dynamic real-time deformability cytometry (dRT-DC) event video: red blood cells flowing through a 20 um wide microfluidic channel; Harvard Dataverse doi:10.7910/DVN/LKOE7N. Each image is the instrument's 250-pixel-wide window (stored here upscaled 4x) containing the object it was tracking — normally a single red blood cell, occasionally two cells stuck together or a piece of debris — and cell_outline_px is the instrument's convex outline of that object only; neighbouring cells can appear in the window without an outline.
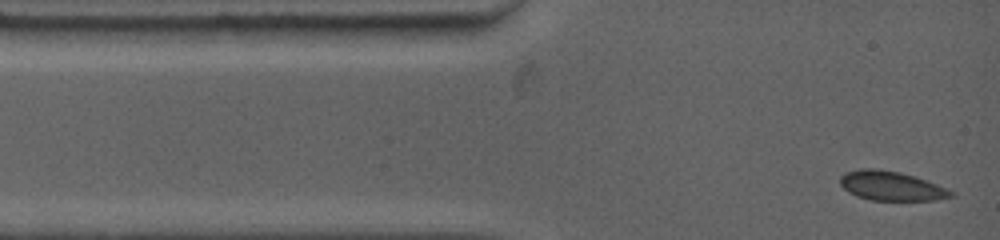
{"species": "common noctule bat (a hibernating species)", "species_latin": "Nyctalus noctula", "temperature_condition": "warm", "stored_images_in_passage": 38, "camera_frame_rate_fps": 4500, "um_per_image_px": 0.085, "animal": {"sex": "female", "body_mass_g": 19.0, "forearm_length_mm": 53.3}, "frame": {"image": 1, "passage_image": 1, "time_ms": 0.0, "image_size_px": [1000, 240], "cell_outline_px": [[956, 196], [936, 200], [872, 200], [856, 196], [848, 192], [840, 184], [840, 176], [844, 172], [860, 168], [876, 168], [900, 172], [936, 184], [956, 192]], "centroid_in_image_um": [75.74, 15.8], "position_along_channel_um": 9.3, "area_um2": 19.02}}
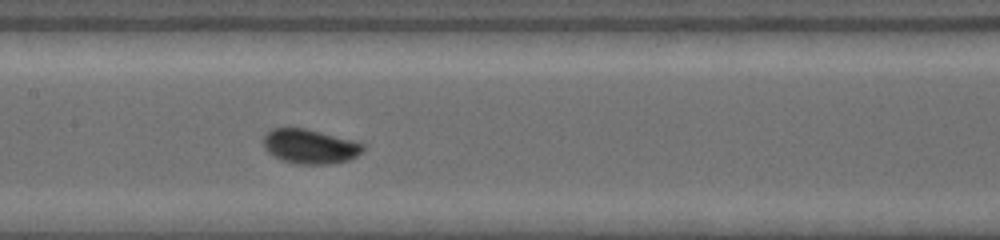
{"frame": {"image": 2, "passage_image": 15, "time_ms": 5.556, "image_size_px": [1000, 240], "cell_outline_px": [[364, 148], [356, 156], [348, 160], [328, 164], [296, 164], [280, 160], [268, 152], [264, 148], [264, 136], [272, 128], [304, 128], [352, 140], [364, 144]], "centroid_in_image_um": [26.31, 12.45], "position_along_channel_um": 181.1, "area_um2": 19.83}}
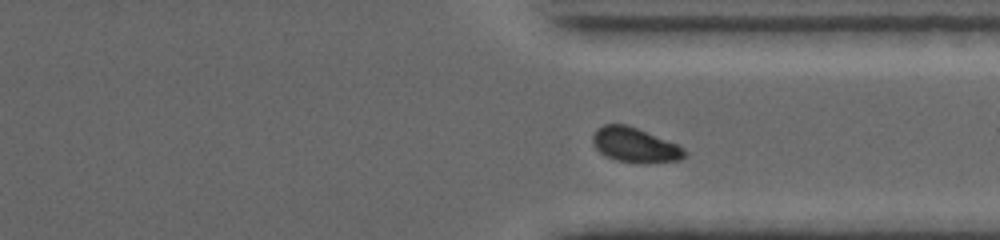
{"frame": {"image": 3, "passage_image": 30, "time_ms": 10.222, "image_size_px": [1000, 240], "cell_outline_px": [[688, 156], [680, 160], [644, 164], [616, 160], [600, 152], [596, 148], [592, 140], [592, 136], [596, 128], [604, 124], [624, 124], [636, 128], [676, 144], [684, 148], [688, 152]], "centroid_in_image_um": [53.99, 12.34], "position_along_channel_um": 357.4, "area_um2": 18.55}}